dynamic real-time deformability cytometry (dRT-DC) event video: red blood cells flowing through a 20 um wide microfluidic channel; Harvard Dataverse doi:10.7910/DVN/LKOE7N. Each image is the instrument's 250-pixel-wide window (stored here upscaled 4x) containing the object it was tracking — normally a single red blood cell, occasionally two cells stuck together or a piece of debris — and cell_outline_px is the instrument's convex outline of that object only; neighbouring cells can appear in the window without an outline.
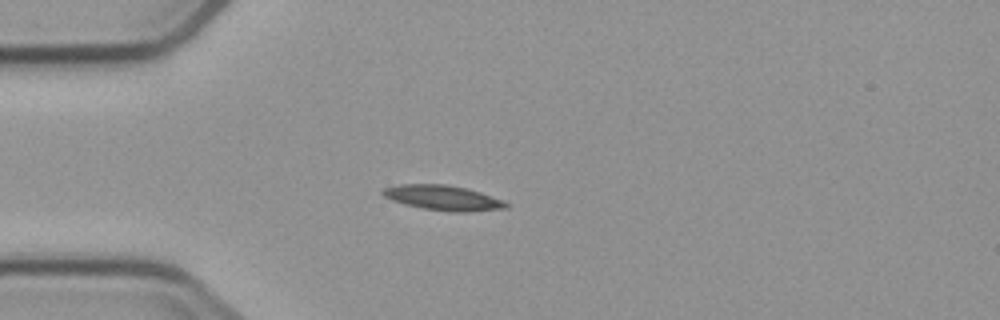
{"species": "common noctule bat (a hibernating species)", "species_latin": "Nyctalus noctula", "temperature_condition": "cold", "stored_images_in_passage": 3, "camera_frame_rate_fps": 3000, "um_per_image_px": 0.085, "animal": {"sex": "male", "body_mass_g": 23.1, "forearm_length_mm": 52.7}, "frame": {"image": 1, "passage_image": 3, "time_ms": 4.667, "image_size_px": [1000, 320], "cell_outline_px": [[508, 208], [464, 212], [452, 212], [424, 208], [404, 204], [392, 200], [384, 196], [380, 192], [384, 188], [400, 184], [448, 184], [468, 188], [504, 200], [508, 204]], "centroid_in_image_um": [37.67, 16.8], "position_along_channel_um": 47.3, "area_um2": 17.98}}